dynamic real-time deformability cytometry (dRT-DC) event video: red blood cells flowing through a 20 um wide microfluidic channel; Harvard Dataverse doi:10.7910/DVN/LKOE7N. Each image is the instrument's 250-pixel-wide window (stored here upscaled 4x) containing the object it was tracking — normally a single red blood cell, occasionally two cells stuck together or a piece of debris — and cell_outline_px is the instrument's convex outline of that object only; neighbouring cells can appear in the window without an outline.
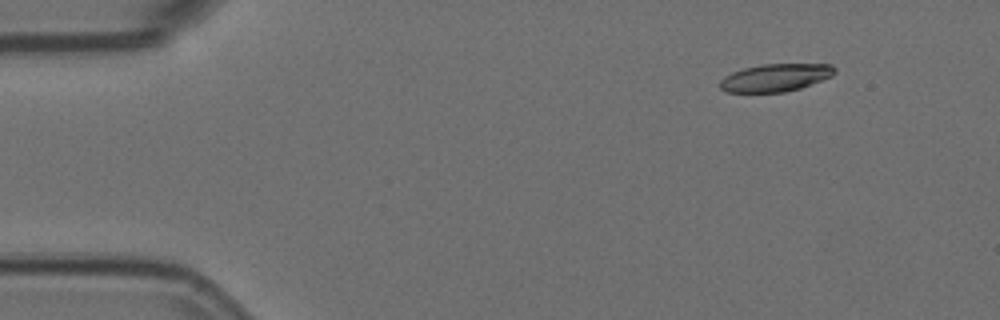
{"species": "Egyptian fruit bat (a non-hibernating species)", "species_latin": "Rousettus aegyptiacus", "temperature_condition": "room temperature", "stored_images_in_passage": 4, "camera_frame_rate_fps": 3000, "um_per_image_px": 0.085, "animal": {"sex": "female"}, "frame": {"image": 1, "passage_image": 1, "time_ms": 0.0, "image_size_px": [1000, 320], "cell_outline_px": [[836, 72], [832, 76], [800, 88], [784, 92], [724, 92], [720, 88], [720, 80], [724, 76], [732, 72], [744, 68], [760, 64], [832, 64], [836, 68]], "centroid_in_image_um": [65.91, 6.59], "position_along_channel_um": 19.1, "area_um2": 18.55}}
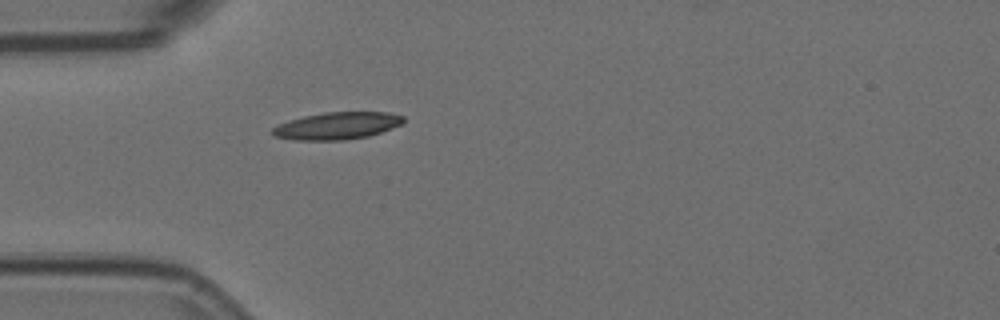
{"frame": {"image": 2, "passage_image": 4, "time_ms": 1.0, "image_size_px": [1000, 320], "cell_outline_px": [[404, 120], [400, 124], [380, 132], [368, 136], [344, 140], [292, 140], [272, 136], [272, 128], [280, 124], [304, 116], [324, 112], [388, 112], [404, 116]], "centroid_in_image_um": [28.63, 10.69], "position_along_channel_um": 56.4, "area_um2": 20.58}}